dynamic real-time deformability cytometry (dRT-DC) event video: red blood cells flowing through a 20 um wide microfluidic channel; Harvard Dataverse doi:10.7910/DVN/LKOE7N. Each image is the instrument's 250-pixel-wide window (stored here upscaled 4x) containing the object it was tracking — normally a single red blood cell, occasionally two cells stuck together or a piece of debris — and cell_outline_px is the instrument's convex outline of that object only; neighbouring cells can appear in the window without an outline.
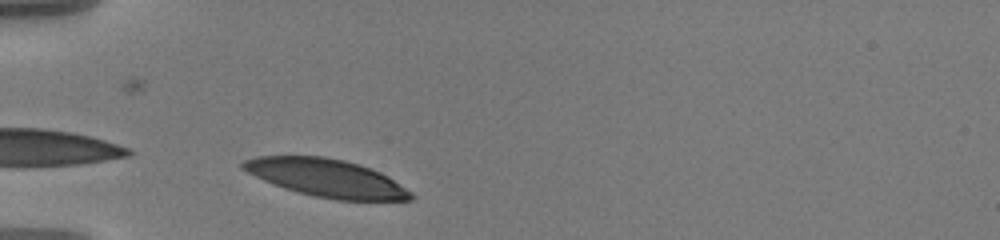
{"species": "human", "species_latin": "Homo sapiens", "temperature_condition": "warm", "stored_images_in_passage": 41, "camera_frame_rate_fps": 3000, "um_per_image_px": 0.085, "donor": {"sex": "male"}, "frame": {"image": 1, "passage_image": 1, "time_ms": 0.0, "image_size_px": [1000, 240], "cell_outline_px": [[416, 196], [412, 200], [336, 200], [316, 196], [284, 188], [264, 180], [240, 168], [240, 164], [244, 160], [256, 156], [324, 156], [344, 160], [360, 164], [380, 172], [388, 176], [412, 192]], "centroid_in_image_um": [27.77, 15.12], "position_along_channel_um": 57.2, "area_um2": 36.88}}
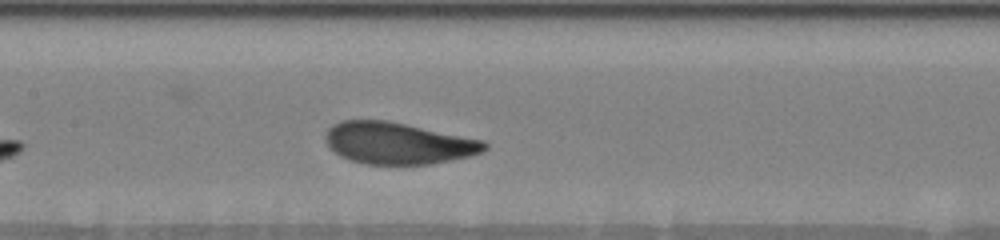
{"frame": {"image": 2, "passage_image": 12, "time_ms": 3.667, "image_size_px": [1000, 240], "cell_outline_px": [[488, 148], [480, 152], [468, 156], [432, 164], [364, 164], [348, 160], [340, 156], [328, 144], [324, 136], [328, 128], [332, 124], [340, 120], [388, 120], [484, 140], [488, 144]], "centroid_in_image_um": [33.81, 12.16], "position_along_channel_um": 173.6, "area_um2": 38.73}}
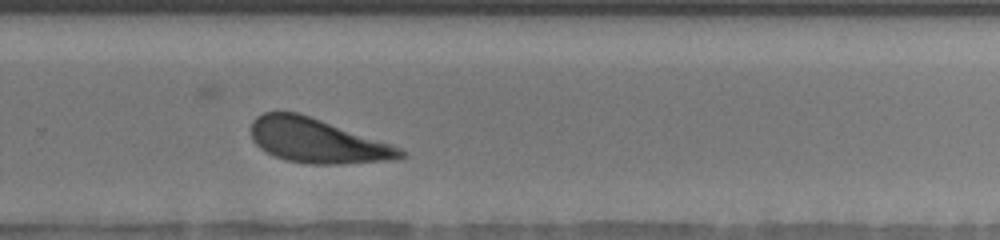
{"frame": {"image": 3, "passage_image": 23, "time_ms": 7.333, "image_size_px": [1000, 240], "cell_outline_px": [[408, 156], [392, 160], [340, 164], [304, 164], [284, 160], [260, 148], [252, 140], [252, 120], [256, 116], [264, 112], [300, 112], [392, 144], [408, 152]], "centroid_in_image_um": [26.99, 11.97], "position_along_channel_um": 302.8, "area_um2": 38.9}, "authors_computed_cell_mechanics": {"area_um2": 39.015, "velocity_mm_per_s": 3.5383, "shape_relaxation_time_tau1_ms": 2.04, "shape_relaxation_time_tau2_ms": null, "deformation_change_tau1": 0.1229, "deformation_change_tau2": null}}